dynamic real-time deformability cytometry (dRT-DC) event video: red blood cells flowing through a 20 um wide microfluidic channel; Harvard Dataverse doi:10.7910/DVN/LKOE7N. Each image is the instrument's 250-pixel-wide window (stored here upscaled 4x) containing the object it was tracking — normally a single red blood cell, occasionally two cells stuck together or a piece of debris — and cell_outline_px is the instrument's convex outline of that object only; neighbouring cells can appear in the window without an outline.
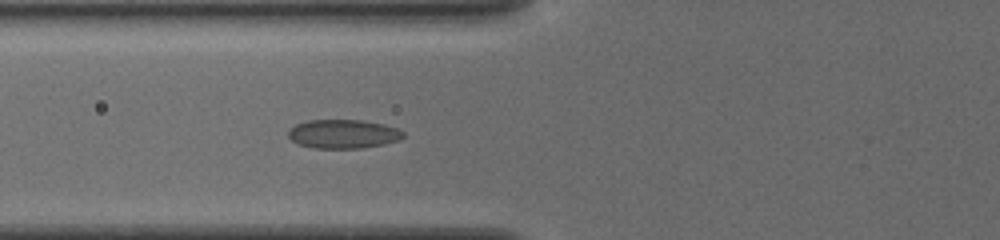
{"species": "common noctule bat (a hibernating species)", "species_latin": "Nyctalus noctula", "temperature_condition": "cold", "stored_images_in_passage": 12, "camera_frame_rate_fps": 3000, "um_per_image_px": 0.085, "animal": {"sex": "female", "body_mass_g": 19.5, "forearm_length_mm": 54.1}, "frame": {"image": 1, "passage_image": 12, "time_ms": 3.667, "image_size_px": [1000, 240], "cell_outline_px": [[404, 136], [400, 140], [384, 144], [360, 148], [312, 148], [296, 144], [288, 136], [288, 132], [296, 124], [308, 120], [360, 120], [384, 124], [396, 128], [404, 132]], "centroid_in_image_um": [29.17, 11.39], "position_along_channel_um": 96.6, "area_um2": 19.36}}